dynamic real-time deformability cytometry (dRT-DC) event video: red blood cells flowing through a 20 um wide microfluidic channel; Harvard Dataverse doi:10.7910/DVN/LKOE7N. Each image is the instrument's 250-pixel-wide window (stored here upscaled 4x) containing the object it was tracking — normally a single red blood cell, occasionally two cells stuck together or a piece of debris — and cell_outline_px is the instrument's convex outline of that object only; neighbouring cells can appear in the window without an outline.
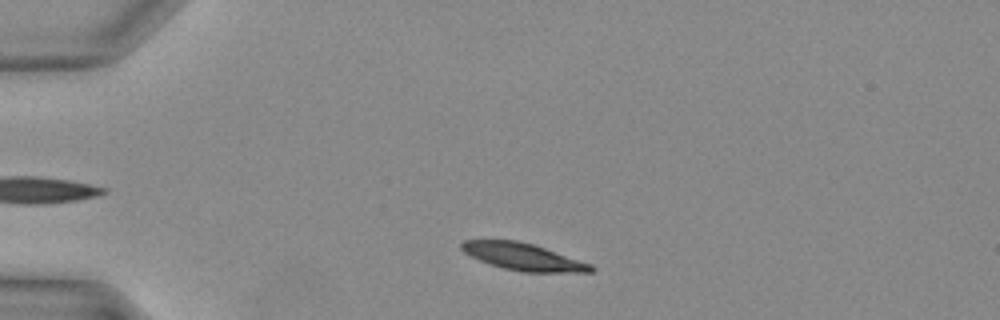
{"species": "Egyptian fruit bat (a non-hibernating species)", "species_latin": "Rousettus aegyptiacus", "temperature_condition": "warm", "stored_images_in_passage": 34, "camera_frame_rate_fps": 3000, "um_per_image_px": 0.085, "animal": {"sex": "female"}, "frame": {"image": 1, "passage_image": 4, "time_ms": 1.0, "image_size_px": [1000, 320], "cell_outline_px": [[596, 268], [592, 272], [524, 272], [504, 268], [480, 260], [464, 252], [460, 248], [460, 244], [464, 240], [516, 240], [532, 244], [592, 264]], "centroid_in_image_um": [44.48, 21.82], "position_along_channel_um": 40.5, "area_um2": 20.11}}
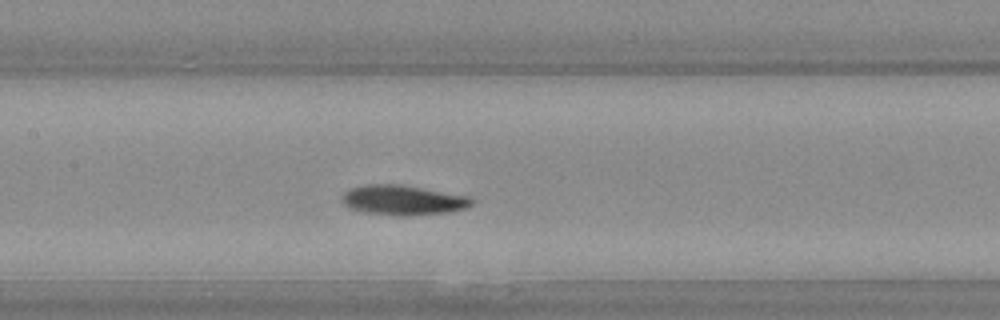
{"frame": {"image": 2, "passage_image": 14, "time_ms": 4.333, "image_size_px": [1000, 320], "cell_outline_px": [[476, 200], [472, 204], [464, 208], [448, 212], [404, 216], [400, 216], [364, 212], [352, 208], [344, 204], [340, 200], [340, 196], [348, 188], [364, 184], [404, 184], [472, 196]], "centroid_in_image_um": [34.26, 16.98], "position_along_channel_um": 173.1, "area_um2": 23.06}}
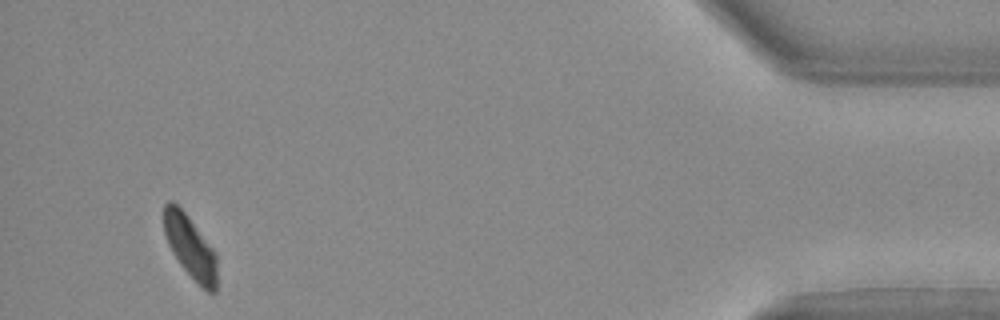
{"frame": {"image": 3, "passage_image": 32, "time_ms": 10.333, "image_size_px": [1000, 320], "cell_outline_px": [[216, 292], [208, 292], [180, 264], [172, 252], [168, 244], [164, 232], [164, 204], [168, 200], [172, 200], [184, 212], [216, 252]], "centroid_in_image_um": [16.15, 20.96], "position_along_channel_um": 419.0, "area_um2": 18.96}}